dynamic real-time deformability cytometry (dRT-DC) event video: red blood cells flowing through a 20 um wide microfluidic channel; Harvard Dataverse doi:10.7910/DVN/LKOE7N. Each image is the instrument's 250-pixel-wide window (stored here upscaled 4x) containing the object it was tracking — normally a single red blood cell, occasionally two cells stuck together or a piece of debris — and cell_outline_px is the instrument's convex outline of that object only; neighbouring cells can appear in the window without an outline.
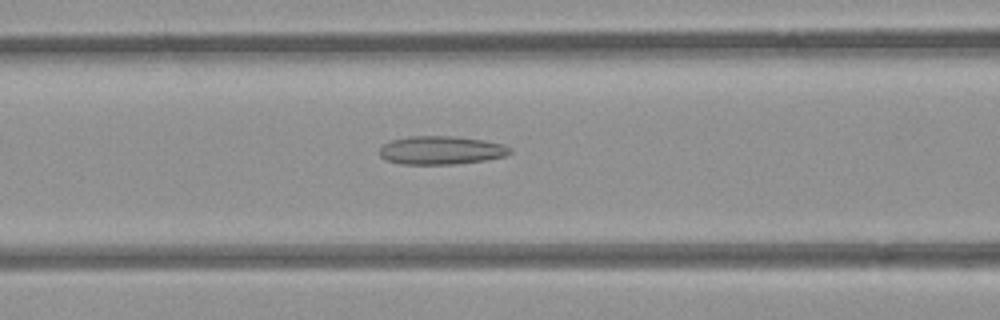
{"species": "common noctule bat (a hibernating species)", "species_latin": "Nyctalus noctula", "temperature_condition": "room temperature", "stored_images_in_passage": 44, "camera_frame_rate_fps": 3000, "um_per_image_px": 0.085, "animal": {"sex": "female", "body_mass_g": 21.9}, "frame": {"image": 1, "passage_image": 22, "time_ms": 7.0, "image_size_px": [1000, 320], "cell_outline_px": [[512, 152], [504, 156], [484, 160], [452, 164], [404, 164], [384, 160], [380, 156], [380, 148], [384, 144], [392, 140], [408, 136], [452, 136], [484, 140], [504, 144]], "centroid_in_image_um": [37.46, 12.77], "position_along_channel_um": 129.1, "area_um2": 21.44}}
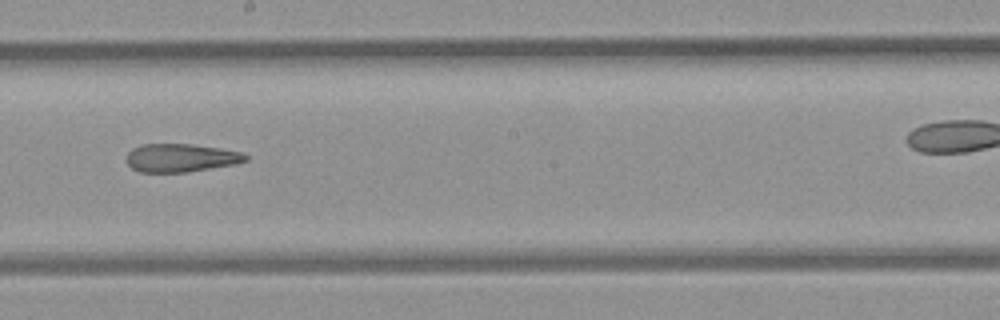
{"frame": {"image": 2, "passage_image": 30, "time_ms": 9.667, "image_size_px": [1000, 320], "cell_outline_px": [[248, 160], [236, 164], [188, 172], [140, 172], [132, 168], [128, 164], [128, 152], [132, 148], [140, 144], [192, 144], [220, 148], [240, 152], [248, 156]], "centroid_in_image_um": [15.38, 13.41], "position_along_channel_um": 232.8, "area_um2": 19.59}}
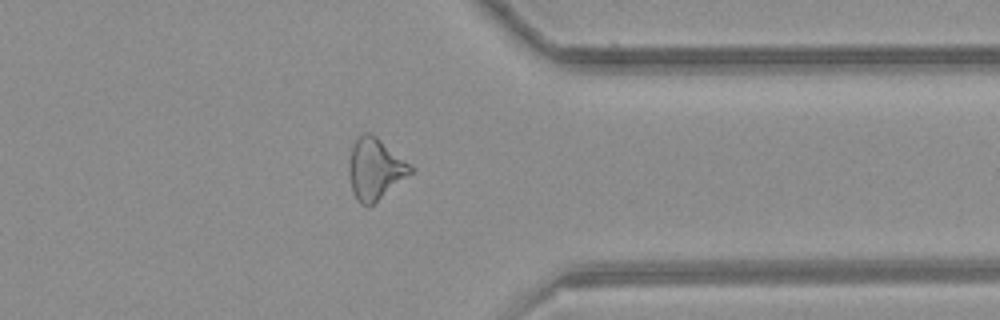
{"frame": {"image": 3, "passage_image": 42, "time_ms": 13.667, "image_size_px": [1000, 320], "cell_outline_px": [[416, 168], [412, 172], [368, 208], [360, 204], [356, 200], [352, 192], [348, 168], [348, 164], [352, 144], [360, 132], [368, 132], [376, 136]], "centroid_in_image_um": [31.85, 14.34], "position_along_channel_um": 379.5, "area_um2": 22.2}}